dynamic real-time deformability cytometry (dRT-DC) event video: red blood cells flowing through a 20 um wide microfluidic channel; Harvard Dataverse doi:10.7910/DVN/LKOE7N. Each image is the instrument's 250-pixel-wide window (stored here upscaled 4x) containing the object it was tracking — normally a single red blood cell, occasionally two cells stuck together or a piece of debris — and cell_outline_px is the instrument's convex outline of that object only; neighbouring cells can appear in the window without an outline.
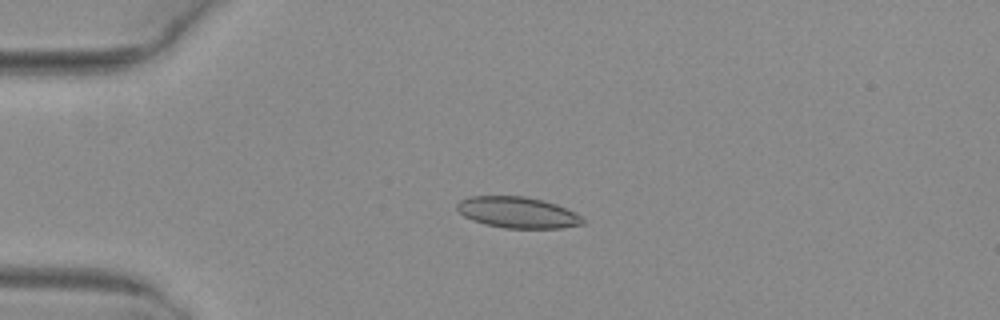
{"species": "common noctule bat (a hibernating species)", "species_latin": "Nyctalus noctula", "temperature_condition": "warm", "stored_images_in_passage": 52, "camera_frame_rate_fps": 3000, "um_per_image_px": 0.085, "animal": {"sex": "female", "body_mass_g": 29.2, "forearm_length_mm": 56.3}, "frame": {"image": 1, "passage_image": 13, "time_ms": 4.0, "image_size_px": [1000, 320], "cell_outline_px": [[584, 224], [560, 228], [504, 228], [484, 224], [472, 220], [464, 216], [456, 208], [456, 204], [460, 200], [468, 196], [524, 196], [544, 200], [556, 204], [576, 212], [584, 220]], "centroid_in_image_um": [43.99, 18.05], "position_along_channel_um": 41.0, "area_um2": 22.95}}
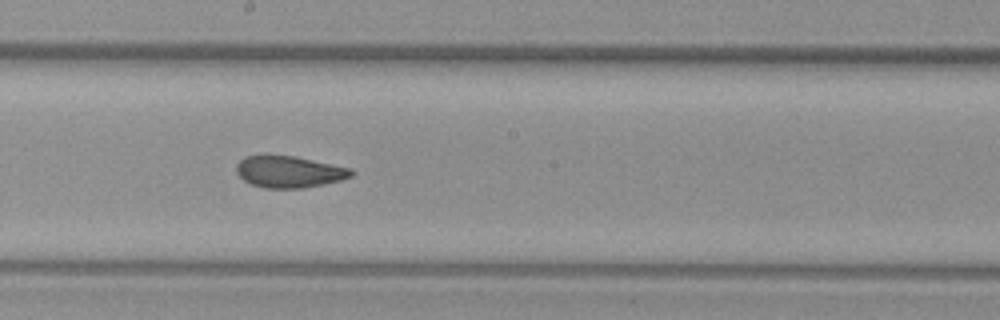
{"frame": {"image": 2, "passage_image": 29, "time_ms": 9.333, "image_size_px": [1000, 320], "cell_outline_px": [[356, 172], [352, 176], [340, 180], [324, 184], [304, 188], [264, 188], [252, 184], [244, 180], [236, 172], [236, 164], [244, 156], [264, 152], [296, 156], [352, 168]], "centroid_in_image_um": [24.55, 14.55], "position_along_channel_um": 223.7, "area_um2": 21.96}}
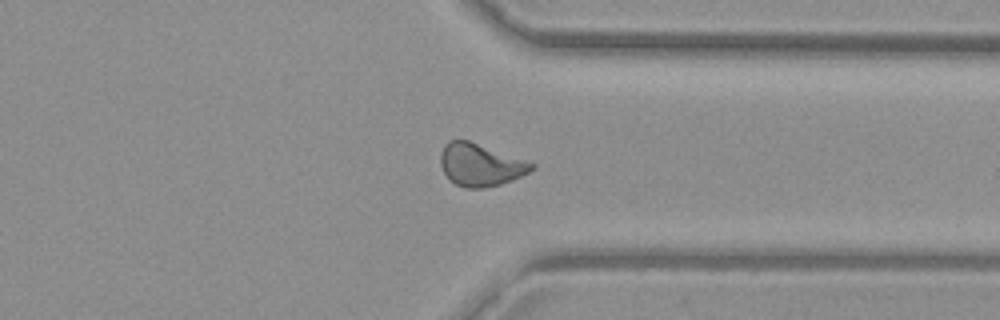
{"frame": {"image": 3, "passage_image": 40, "time_ms": 13.0, "image_size_px": [1000, 320], "cell_outline_px": [[536, 168], [512, 180], [500, 184], [484, 188], [464, 188], [456, 184], [444, 172], [440, 164], [440, 156], [444, 144], [448, 140], [468, 140], [536, 164]], "centroid_in_image_um": [40.82, 14.01], "position_along_channel_um": 370.6, "area_um2": 22.31}, "authors_computed_cell_mechanics": {"area_um2": 22.1374, "velocity_mm_per_s": 4.031, "shape_relaxation_time_tau1_ms": 9.3764, "shape_relaxation_time_tau2_ms": 1.4998, "deformation_change_tau1": 0.2055, "deformation_change_tau2": 0.079}}